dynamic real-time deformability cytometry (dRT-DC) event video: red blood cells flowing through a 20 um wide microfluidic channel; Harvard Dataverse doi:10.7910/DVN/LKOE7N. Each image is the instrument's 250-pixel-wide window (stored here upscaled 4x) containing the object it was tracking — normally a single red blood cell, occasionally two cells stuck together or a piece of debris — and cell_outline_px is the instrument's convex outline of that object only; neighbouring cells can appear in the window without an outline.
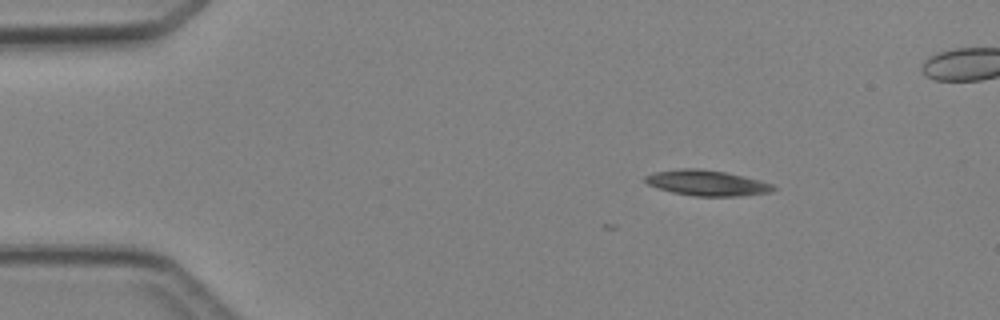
{"species": "Egyptian fruit bat (a non-hibernating species)", "species_latin": "Rousettus aegyptiacus", "temperature_condition": "cold", "stored_images_in_passage": 4, "camera_frame_rate_fps": 3000, "um_per_image_px": 0.085, "animal": {"sex": "female"}, "frame": {"image": 1, "passage_image": 1, "time_ms": 0.0, "image_size_px": [1000, 320], "cell_outline_px": [[776, 188], [772, 192], [740, 196], [696, 196], [672, 192], [656, 188], [648, 184], [644, 180], [644, 176], [656, 172], [680, 168], [696, 168], [728, 172], [760, 180], [772, 184]], "centroid_in_image_um": [60.09, 15.55], "position_along_channel_um": 24.9, "area_um2": 19.13}}